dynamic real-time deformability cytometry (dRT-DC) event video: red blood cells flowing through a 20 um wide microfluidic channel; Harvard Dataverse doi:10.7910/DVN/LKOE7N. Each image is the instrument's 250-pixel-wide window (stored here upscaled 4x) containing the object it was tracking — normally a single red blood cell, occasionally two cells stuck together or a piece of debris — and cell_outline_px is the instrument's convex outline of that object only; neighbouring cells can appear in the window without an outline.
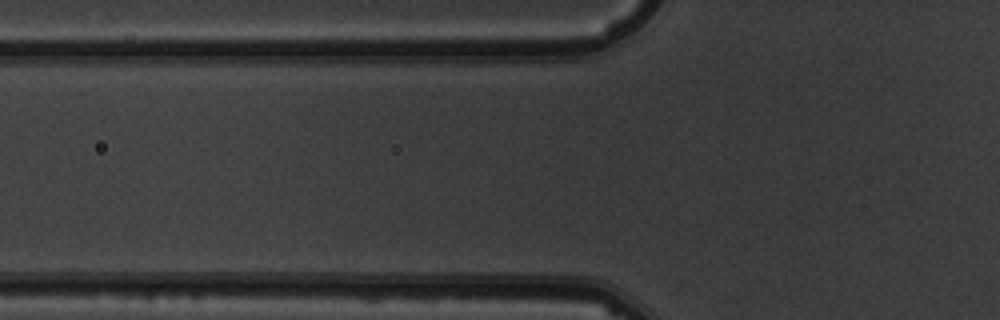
{"species": "common noctule bat (a hibernating species)", "species_latin": "Nyctalus noctula", "temperature_condition": "warm", "stored_images_in_passage": 8, "segment_of_instrument_passage": [2, 2], "camera_frame_rate_fps": 3000, "um_per_image_px": 0.085, "animal": {"sex": "male", "body_mass_g": 19.5, "forearm_length_mm": 54.6}, "frame": {"image": 1, "passage_image": 5, "time_ms": 4.667, "image_size_px": [1000, 320], "cell_outline_px": [[136, 112], [44, 112], [36, 108], [28, 96], [32, 92], [124, 92], [128, 96], [136, 108]], "centroid_in_image_um": [7.0, 8.67], "position_along_channel_um": 118.8, "area_um2": 14.22}}